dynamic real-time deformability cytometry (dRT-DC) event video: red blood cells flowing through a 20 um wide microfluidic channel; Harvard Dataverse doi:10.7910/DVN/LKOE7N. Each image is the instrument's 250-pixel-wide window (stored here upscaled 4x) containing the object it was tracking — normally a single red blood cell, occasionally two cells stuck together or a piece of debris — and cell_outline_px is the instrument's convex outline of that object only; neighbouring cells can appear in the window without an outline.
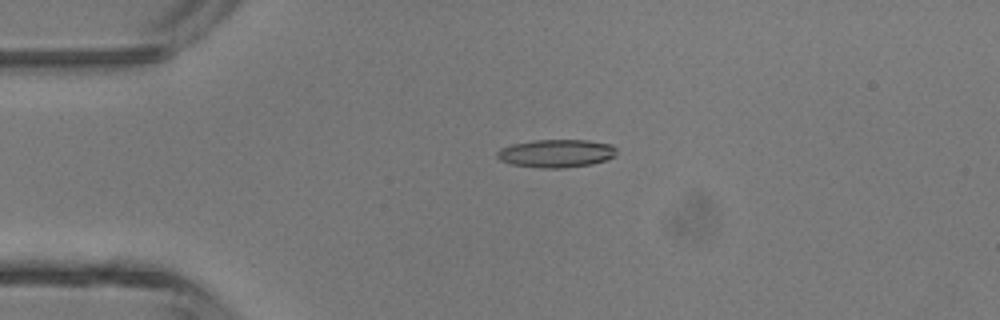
{"species": "common noctule bat (a hibernating species)", "species_latin": "Nyctalus noctula", "temperature_condition": "room temperature", "stored_images_in_passage": 4, "camera_frame_rate_fps": 3000, "um_per_image_px": 0.085, "animal": {"sex": "male", "body_mass_g": 13.3}, "frame": {"image": 1, "passage_image": 3, "time_ms": 2.333, "image_size_px": [1000, 320], "cell_outline_px": [[616, 156], [592, 164], [564, 168], [540, 168], [512, 164], [500, 160], [496, 156], [496, 152], [500, 148], [512, 144], [532, 140], [588, 140], [612, 144], [616, 148]], "centroid_in_image_um": [47.28, 13.03], "position_along_channel_um": 37.7, "area_um2": 19.65}}